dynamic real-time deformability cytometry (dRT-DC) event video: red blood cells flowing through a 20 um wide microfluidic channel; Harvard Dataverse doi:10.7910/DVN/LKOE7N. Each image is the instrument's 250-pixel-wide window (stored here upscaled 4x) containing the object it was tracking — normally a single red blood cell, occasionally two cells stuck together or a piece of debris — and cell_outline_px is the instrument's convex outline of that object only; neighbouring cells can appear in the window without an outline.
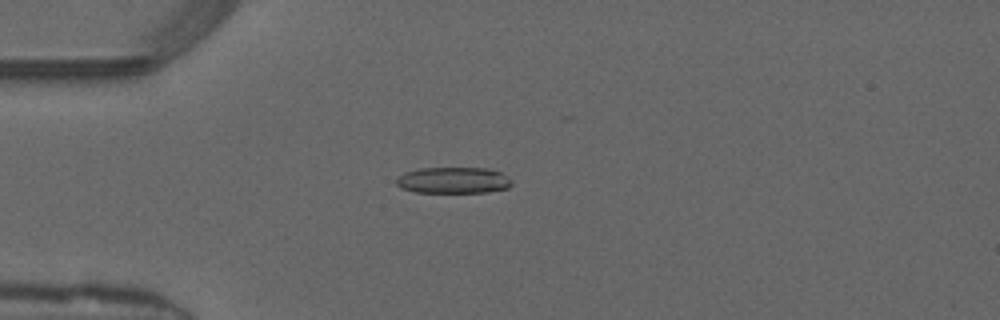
{"species": "common noctule bat (a hibernating species)", "species_latin": "Nyctalus noctula", "temperature_condition": "warm", "stored_images_in_passage": 39, "camera_frame_rate_fps": 3000, "um_per_image_px": 0.085, "animal": {"sex": "male", "forearm_length_mm": 52.5}, "frame": {"image": 1, "passage_image": 14, "time_ms": 4.333, "image_size_px": [1000, 320], "cell_outline_px": [[512, 184], [508, 188], [488, 192], [416, 192], [400, 188], [396, 184], [396, 180], [404, 172], [420, 168], [488, 168], [500, 172], [508, 176], [512, 180]], "centroid_in_image_um": [38.55, 15.32], "position_along_channel_um": 46.4, "area_um2": 17.74}}
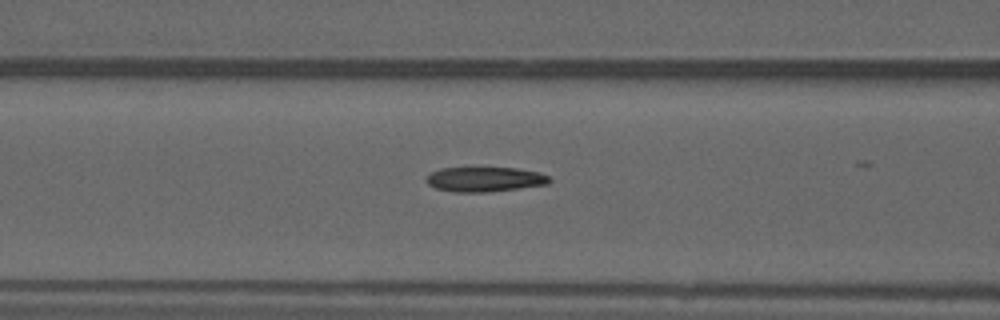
{"frame": {"image": 2, "passage_image": 21, "time_ms": 6.667, "image_size_px": [1000, 320], "cell_outline_px": [[552, 180], [548, 184], [488, 192], [452, 192], [436, 188], [428, 184], [424, 180], [432, 172], [440, 168], [516, 168], [540, 172], [548, 176]], "centroid_in_image_um": [41.2, 15.24], "position_along_channel_um": 125.4, "area_um2": 17.74}}
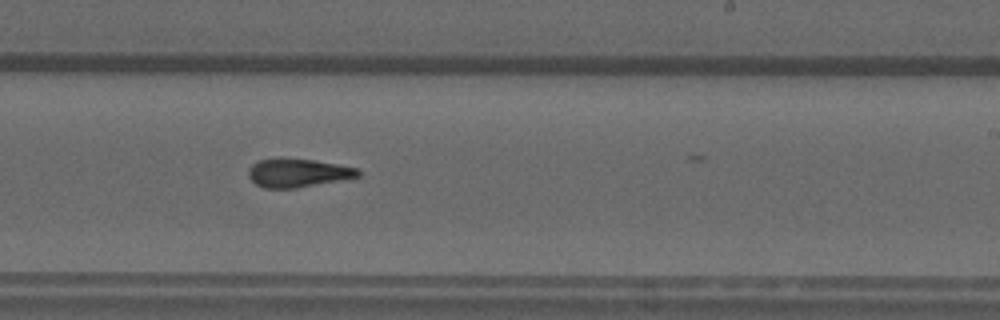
{"frame": {"image": 3, "passage_image": 31, "time_ms": 10.0, "image_size_px": [1000, 320], "cell_outline_px": [[360, 176], [296, 188], [264, 188], [256, 184], [248, 176], [248, 168], [252, 164], [260, 160], [312, 160], [336, 164], [356, 168], [360, 172]], "centroid_in_image_um": [25.29, 14.72], "position_along_channel_um": 263.7, "area_um2": 17.51}}